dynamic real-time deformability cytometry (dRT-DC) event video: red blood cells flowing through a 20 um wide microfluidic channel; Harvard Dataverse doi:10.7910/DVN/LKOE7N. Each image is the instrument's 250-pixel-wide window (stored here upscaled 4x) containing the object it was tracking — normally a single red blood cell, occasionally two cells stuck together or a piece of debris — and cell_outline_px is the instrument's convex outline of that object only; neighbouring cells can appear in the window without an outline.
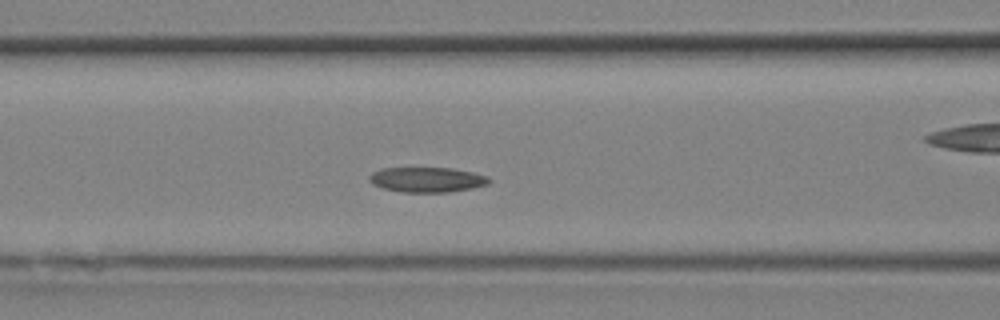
{"species": "Egyptian fruit bat (a non-hibernating species)", "species_latin": "Rousettus aegyptiacus", "temperature_condition": "room temperature", "stored_images_in_passage": 14, "camera_frame_rate_fps": 3000, "um_per_image_px": 0.085, "animal": {"sex": "female"}, "frame": {"image": 1, "passage_image": 8, "time_ms": 2.333, "image_size_px": [1000, 320], "cell_outline_px": [[492, 180], [488, 184], [448, 192], [404, 192], [384, 188], [372, 184], [368, 180], [368, 176], [372, 172], [380, 168], [452, 168], [472, 172], [488, 176]], "centroid_in_image_um": [36.26, 15.26], "position_along_channel_um": 130.3, "area_um2": 17.4}}